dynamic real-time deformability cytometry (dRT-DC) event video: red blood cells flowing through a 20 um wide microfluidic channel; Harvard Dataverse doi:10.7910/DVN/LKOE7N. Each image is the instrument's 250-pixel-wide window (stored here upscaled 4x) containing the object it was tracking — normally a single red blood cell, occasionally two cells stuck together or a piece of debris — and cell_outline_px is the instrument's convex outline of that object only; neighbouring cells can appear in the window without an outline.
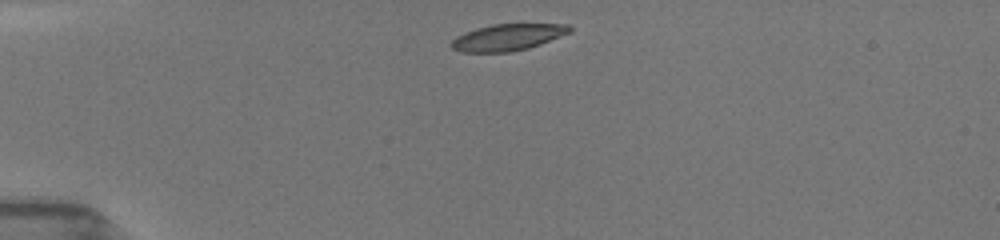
{"species": "common noctule bat (a hibernating species)", "species_latin": "Nyctalus noctula", "temperature_condition": "room temperature", "stored_images_in_passage": 40, "camera_frame_rate_fps": 3000, "um_per_image_px": 0.085, "animal": {"sex": "female", "body_mass_g": 19.5, "forearm_length_mm": 54.1}, "frame": {"image": 1, "passage_image": 1, "time_ms": 0.0, "image_size_px": [1000, 240], "cell_outline_px": [[572, 32], [540, 44], [528, 48], [512, 52], [460, 52], [452, 48], [452, 40], [456, 36], [464, 32], [476, 28], [492, 24], [568, 24], [572, 28]], "centroid_in_image_um": [43.16, 3.17], "position_along_channel_um": 41.8, "area_um2": 18.38}}
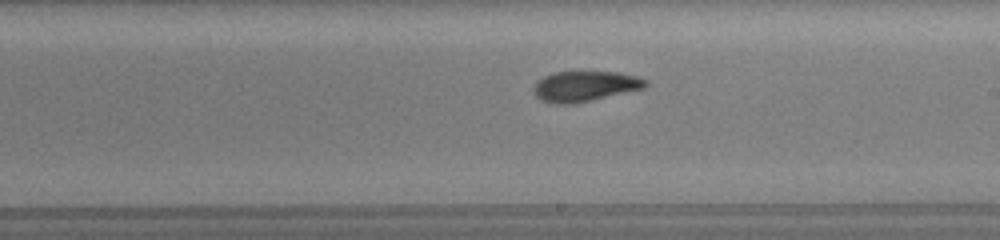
{"frame": {"image": 2, "passage_image": 19, "time_ms": 6.0, "image_size_px": [1000, 240], "cell_outline_px": [[648, 84], [644, 88], [592, 100], [572, 104], [552, 104], [540, 100], [532, 92], [532, 84], [536, 80], [552, 72], [620, 72], [636, 76], [648, 80]], "centroid_in_image_um": [49.65, 7.33], "position_along_channel_um": 239.3, "area_um2": 20.11}}
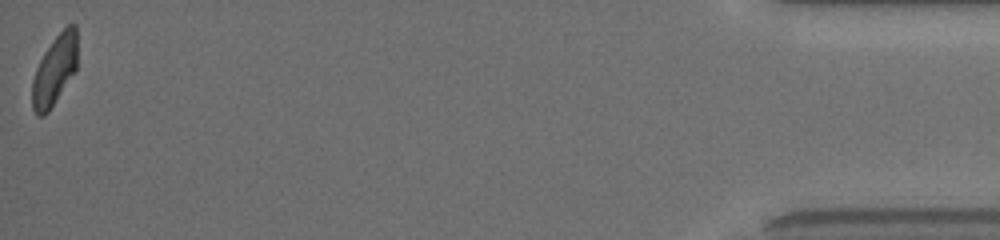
{"frame": {"image": 3, "passage_image": 40, "time_ms": 13.0, "image_size_px": [1000, 240], "cell_outline_px": [[76, 72], [48, 112], [44, 116], [36, 116], [32, 108], [32, 80], [36, 68], [44, 52], [56, 36], [68, 24], [76, 24]], "centroid_in_image_um": [4.63, 6.01], "position_along_channel_um": 430.6, "area_um2": 18.44}, "authors_computed_cell_mechanics": {"area_um2": 19.6231, "velocity_mm_per_s": 3.9526, "shape_relaxation_time_tau1_ms": 3.6549, "shape_relaxation_time_tau2_ms": 2.3524, "deformation_change_tau1": 0.1611, "deformation_change_tau2": 0.0917}}